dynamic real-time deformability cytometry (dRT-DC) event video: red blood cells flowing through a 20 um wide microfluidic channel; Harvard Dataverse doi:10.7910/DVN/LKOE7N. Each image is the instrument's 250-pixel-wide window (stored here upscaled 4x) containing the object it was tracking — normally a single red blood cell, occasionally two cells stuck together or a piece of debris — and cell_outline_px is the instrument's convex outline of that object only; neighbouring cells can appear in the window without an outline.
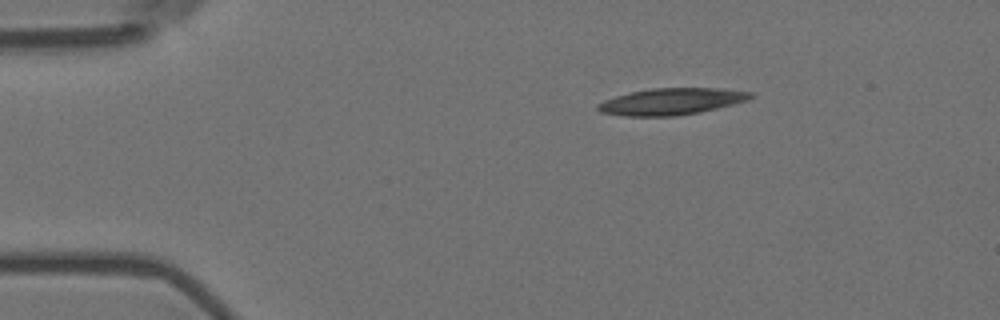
{"species": "Egyptian fruit bat (a non-hibernating species)", "species_latin": "Rousettus aegyptiacus", "temperature_condition": "room temperature", "stored_images_in_passage": 3, "camera_frame_rate_fps": 3000, "um_per_image_px": 0.085, "animal": {"sex": "female"}, "frame": {"image": 1, "passage_image": 1, "time_ms": 0.0, "image_size_px": [1000, 320], "cell_outline_px": [[752, 96], [748, 100], [700, 112], [676, 116], [628, 116], [600, 112], [596, 108], [596, 104], [604, 100], [616, 96], [632, 92], [652, 88], [720, 88], [752, 92]], "centroid_in_image_um": [57.05, 8.62], "position_along_channel_um": 27.9, "area_um2": 23.52}}